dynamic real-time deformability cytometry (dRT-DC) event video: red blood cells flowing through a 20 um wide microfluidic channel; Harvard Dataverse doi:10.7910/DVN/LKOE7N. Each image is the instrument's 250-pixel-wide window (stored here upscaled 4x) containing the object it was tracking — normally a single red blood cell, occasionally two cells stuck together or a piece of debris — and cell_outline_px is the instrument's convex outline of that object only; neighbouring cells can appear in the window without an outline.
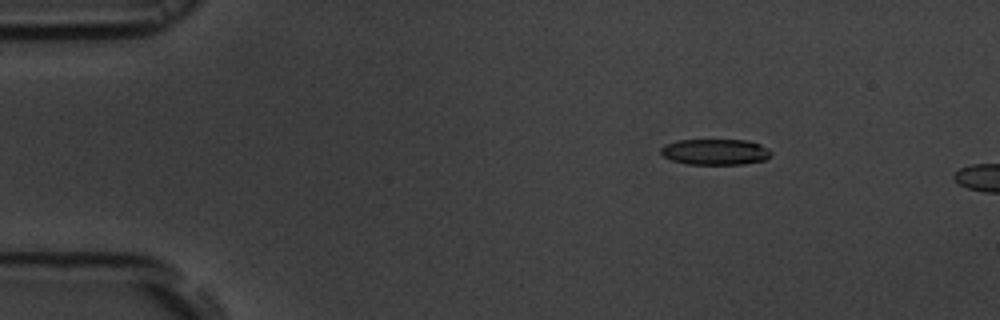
{"species": "common noctule bat (a hibernating species)", "species_latin": "Nyctalus noctula", "temperature_condition": "room temperature", "stored_images_in_passage": 5, "camera_frame_rate_fps": 3000, "um_per_image_px": 0.085, "animal": {"sex": "male", "body_mass_g": 19.5, "forearm_length_mm": 54.6}, "frame": {"image": 1, "passage_image": 1, "time_ms": 0.0, "image_size_px": [1000, 320], "cell_outline_px": [[772, 156], [764, 160], [744, 164], [688, 164], [672, 160], [664, 156], [660, 152], [660, 148], [664, 144], [676, 140], [748, 140], [760, 144], [768, 148], [772, 152]], "centroid_in_image_um": [60.81, 12.9], "position_along_channel_um": 24.2, "area_um2": 16.76}}